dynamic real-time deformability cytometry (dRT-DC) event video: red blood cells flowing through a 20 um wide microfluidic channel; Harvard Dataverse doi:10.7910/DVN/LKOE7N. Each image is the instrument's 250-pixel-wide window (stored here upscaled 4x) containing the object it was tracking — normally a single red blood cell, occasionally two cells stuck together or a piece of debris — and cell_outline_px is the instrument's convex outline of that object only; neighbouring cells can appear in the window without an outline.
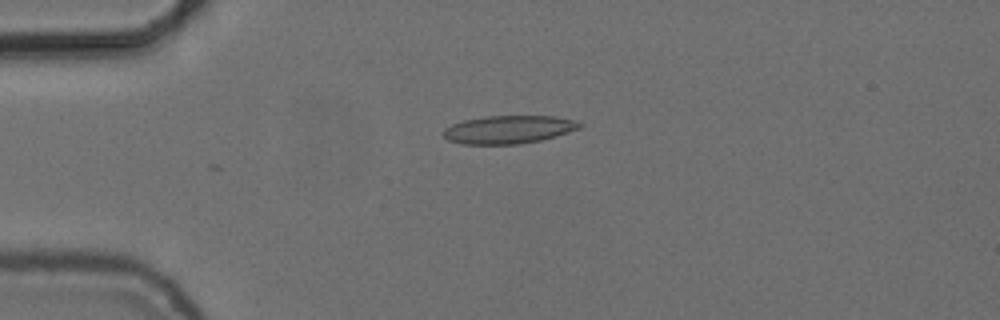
{"species": "common noctule bat (a hibernating species)", "species_latin": "Nyctalus noctula", "temperature_condition": "cold", "stored_images_in_passage": 25, "camera_frame_rate_fps": 3000, "um_per_image_px": 0.085, "animal": {"sex": "female", "body_mass_g": 24.6, "forearm_length_mm": 56.2}, "frame": {"image": 1, "passage_image": 2, "time_ms": 0.333, "image_size_px": [1000, 320], "cell_outline_px": [[584, 124], [580, 128], [556, 136], [540, 140], [520, 144], [460, 144], [448, 140], [440, 132], [444, 128], [452, 124], [464, 120], [488, 116], [556, 116], [572, 120]], "centroid_in_image_um": [43.2, 11.01], "position_along_channel_um": 41.8, "area_um2": 22.31}}
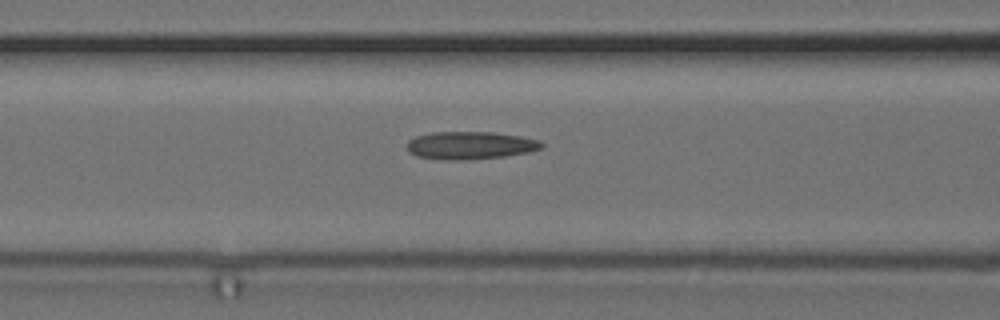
{"frame": {"image": 2, "passage_image": 11, "time_ms": 3.333, "image_size_px": [1000, 320], "cell_outline_px": [[544, 144], [540, 148], [528, 152], [504, 156], [460, 160], [444, 160], [416, 156], [408, 152], [408, 140], [416, 136], [432, 132], [492, 132], [520, 136], [540, 140]], "centroid_in_image_um": [39.94, 12.35], "position_along_channel_um": 126.7, "area_um2": 21.68}}
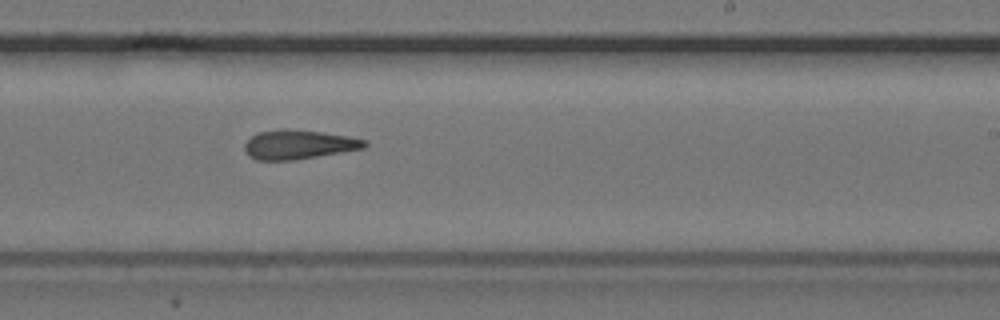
{"frame": {"image": 3, "passage_image": 22, "time_ms": 7.0, "image_size_px": [1000, 320], "cell_outline_px": [[368, 144], [364, 148], [292, 160], [256, 160], [248, 156], [244, 148], [244, 144], [256, 132], [284, 128], [320, 132], [348, 136], [368, 140]], "centroid_in_image_um": [25.35, 12.28], "position_along_channel_um": 263.6, "area_um2": 20.35}}